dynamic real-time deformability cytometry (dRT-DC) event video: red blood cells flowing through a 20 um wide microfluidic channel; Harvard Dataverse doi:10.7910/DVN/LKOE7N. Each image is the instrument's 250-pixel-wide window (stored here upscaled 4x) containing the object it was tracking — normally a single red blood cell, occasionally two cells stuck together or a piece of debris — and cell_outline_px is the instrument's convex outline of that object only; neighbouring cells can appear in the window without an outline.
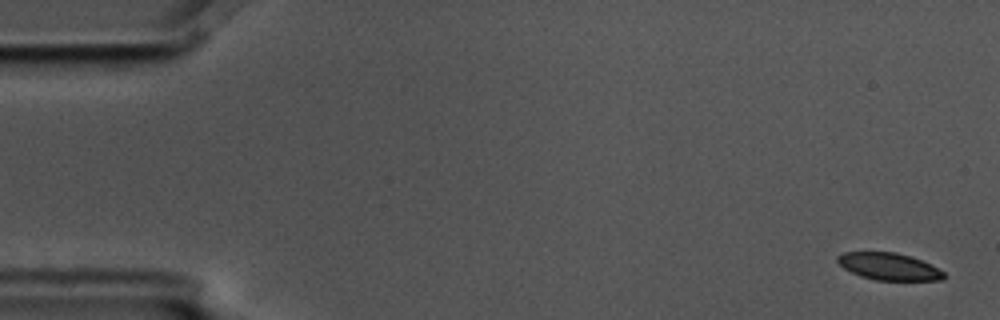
{"species": "common noctule bat (a hibernating species)", "species_latin": "Nyctalus noctula", "temperature_condition": "cold", "stored_images_in_passage": 6, "camera_frame_rate_fps": 3000, "um_per_image_px": 0.085, "animal": {"sex": "male", "body_mass_g": 17.5, "forearm_length_mm": 52.3}, "frame": {"image": 1, "passage_image": 1, "time_ms": 0.0, "image_size_px": [1000, 320], "cell_outline_px": [[944, 280], [876, 280], [860, 276], [844, 268], [836, 260], [836, 256], [844, 252], [896, 252], [920, 260], [944, 272]], "centroid_in_image_um": [75.51, 22.65], "position_along_channel_um": 9.5, "area_um2": 16.53}}
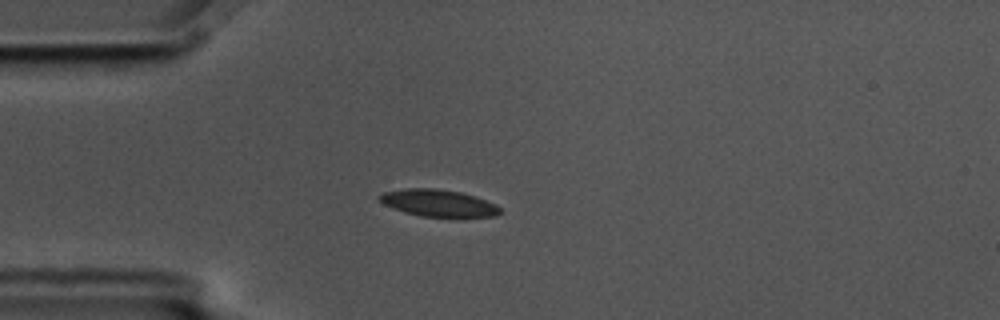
{"frame": {"image": 2, "passage_image": 4, "time_ms": 1.0, "image_size_px": [1000, 320], "cell_outline_px": [[500, 212], [496, 216], [464, 220], [420, 216], [404, 212], [392, 208], [376, 200], [376, 196], [384, 192], [408, 188], [432, 188], [460, 192], [476, 196], [496, 204], [500, 208]], "centroid_in_image_um": [37.31, 17.31], "position_along_channel_um": 47.7, "area_um2": 19.94}}